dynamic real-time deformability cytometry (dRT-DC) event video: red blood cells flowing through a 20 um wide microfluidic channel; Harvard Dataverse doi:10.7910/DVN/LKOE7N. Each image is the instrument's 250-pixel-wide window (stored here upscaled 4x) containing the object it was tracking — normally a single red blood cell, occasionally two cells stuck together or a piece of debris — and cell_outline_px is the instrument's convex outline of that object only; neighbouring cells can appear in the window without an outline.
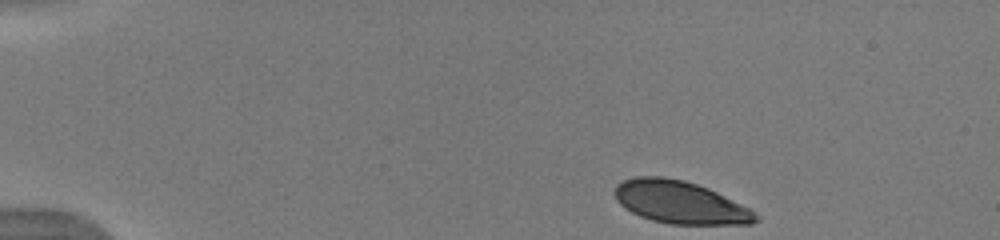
{"species": "human", "species_latin": "Homo sapiens", "temperature_condition": "warm", "stored_images_in_passage": 43, "camera_frame_rate_fps": 3000, "um_per_image_px": 0.085, "donor": {"sex": "male"}, "frame": {"image": 1, "passage_image": 1, "time_ms": 0.0, "image_size_px": [1000, 240], "cell_outline_px": [[760, 220], [752, 224], [668, 224], [652, 220], [640, 216], [624, 208], [616, 200], [612, 192], [616, 184], [624, 180], [636, 176], [660, 176], [684, 180], [708, 188], [752, 208], [760, 216]], "centroid_in_image_um": [57.83, 17.2], "position_along_channel_um": 27.2, "area_um2": 35.43}}
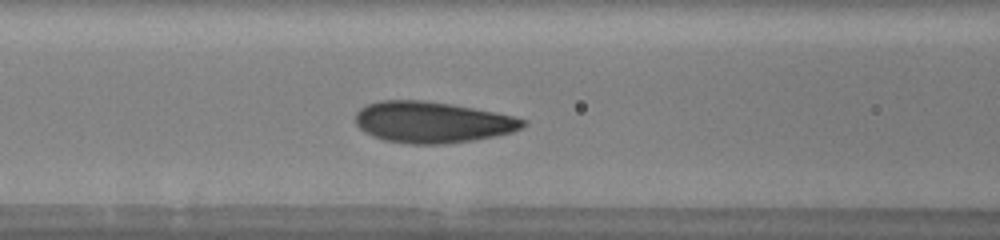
{"frame": {"image": 2, "passage_image": 15, "time_ms": 4.667, "image_size_px": [1000, 240], "cell_outline_px": [[528, 124], [512, 132], [472, 140], [444, 144], [412, 144], [384, 140], [372, 136], [364, 132], [356, 124], [356, 112], [360, 108], [368, 104], [380, 100], [420, 100], [452, 104], [512, 116], [528, 120]], "centroid_in_image_um": [36.71, 10.39], "position_along_channel_um": 129.9, "area_um2": 40.0}}
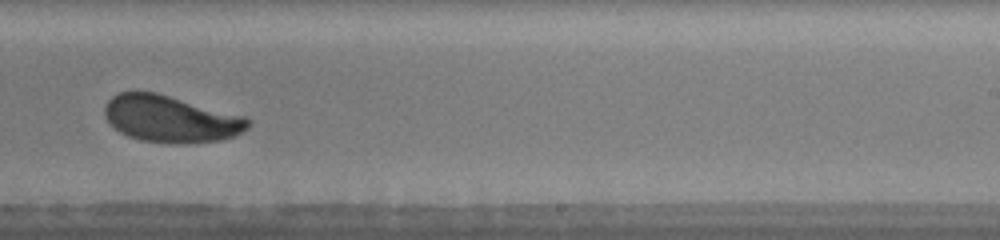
{"frame": {"image": 3, "passage_image": 26, "time_ms": 8.333, "image_size_px": [1000, 240], "cell_outline_px": [[252, 124], [248, 128], [232, 136], [220, 140], [184, 144], [172, 144], [140, 140], [128, 136], [120, 132], [104, 116], [104, 108], [108, 100], [112, 96], [120, 92], [136, 88], [156, 92], [248, 116], [252, 120]], "centroid_in_image_um": [14.52, 10.07], "position_along_channel_um": 274.5, "area_um2": 39.94}, "authors_computed_cell_mechanics": {"area_um2": 38.6104, "velocity_mm_per_s": 3.9581, "shape_relaxation_time_tau1_ms": 2.4295, "shape_relaxation_time_tau2_ms": null, "deformation_change_tau1": 0.1455, "deformation_change_tau2": null}}